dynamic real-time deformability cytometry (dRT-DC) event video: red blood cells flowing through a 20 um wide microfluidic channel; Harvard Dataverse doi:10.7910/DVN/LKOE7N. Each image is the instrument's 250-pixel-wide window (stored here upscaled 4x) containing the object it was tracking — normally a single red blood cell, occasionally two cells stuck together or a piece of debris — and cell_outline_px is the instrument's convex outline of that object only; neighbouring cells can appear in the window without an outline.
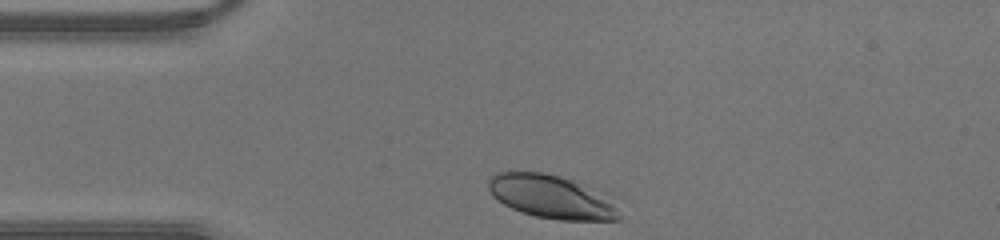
{"species": "human", "species_latin": "Homo sapiens", "temperature_condition": "warm", "stored_images_in_passage": 25, "camera_frame_rate_fps": 3000, "um_per_image_px": 0.085, "donor": {"sex": "male"}, "frame": {"image": 1, "passage_image": 1, "time_ms": 0.0, "image_size_px": [1000, 240], "cell_outline_px": [[620, 220], [560, 220], [536, 216], [520, 212], [504, 204], [492, 196], [488, 188], [488, 180], [492, 172], [508, 168], [540, 172], [560, 176], [612, 192], [620, 216]], "centroid_in_image_um": [46.91, 16.67], "position_along_channel_um": 38.1, "area_um2": 34.74}}
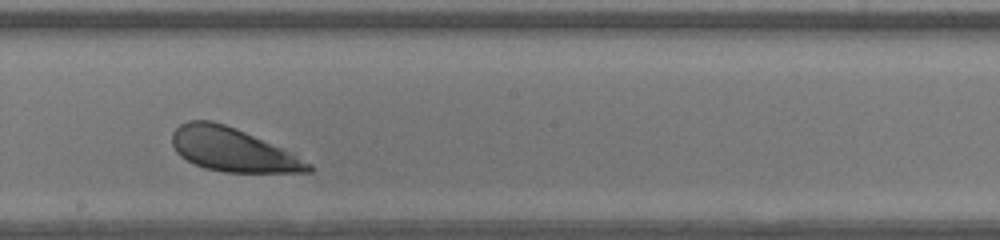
{"frame": {"image": 2, "passage_image": 15, "time_ms": 4.667, "image_size_px": [1000, 240], "cell_outline_px": [[312, 172], [224, 172], [204, 168], [180, 156], [176, 152], [172, 144], [172, 132], [180, 124], [188, 120], [212, 120], [236, 128], [296, 152], [312, 164]], "centroid_in_image_um": [19.83, 12.72], "position_along_channel_um": 228.4, "area_um2": 35.03}}
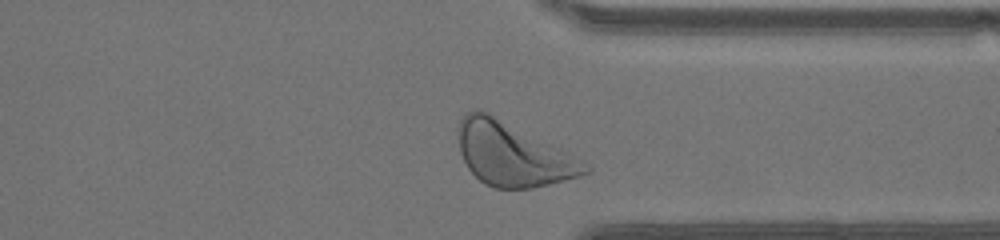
{"frame": {"image": 3, "passage_image": 24, "time_ms": 7.667, "image_size_px": [1000, 240], "cell_outline_px": [[588, 172], [580, 176], [532, 188], [492, 188], [484, 184], [468, 168], [460, 152], [460, 120], [464, 112], [472, 108], [476, 108], [488, 112], [588, 168]], "centroid_in_image_um": [43.4, 13.13], "position_along_channel_um": 368.0, "area_um2": 44.33}}